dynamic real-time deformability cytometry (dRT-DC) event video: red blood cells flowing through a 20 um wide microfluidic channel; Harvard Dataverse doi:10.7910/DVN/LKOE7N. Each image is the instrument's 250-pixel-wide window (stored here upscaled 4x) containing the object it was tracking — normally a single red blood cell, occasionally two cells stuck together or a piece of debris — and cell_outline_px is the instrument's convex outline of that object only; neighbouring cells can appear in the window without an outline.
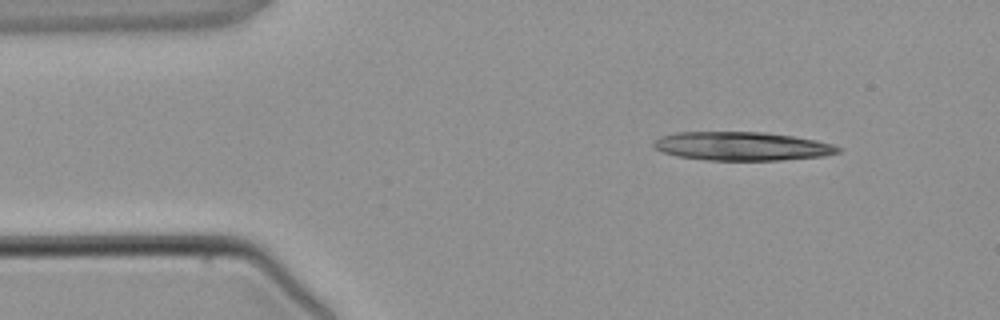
{"species": "common noctule bat (a hibernating species)", "species_latin": "Nyctalus noctula", "temperature_condition": "warm", "stored_images_in_passage": 2, "camera_frame_rate_fps": 3000, "um_per_image_px": 0.085, "animal": {"sex": "male", "body_mass_g": 21.5, "forearm_length_mm": 52.0}, "frame": {"image": 1, "passage_image": 1, "time_ms": 0.0, "image_size_px": [1000, 320], "cell_outline_px": [[840, 152], [824, 156], [780, 160], [708, 160], [676, 156], [664, 152], [656, 148], [652, 144], [660, 136], [676, 132], [764, 132], [792, 136], [816, 140], [832, 144], [840, 148]], "centroid_in_image_um": [63.06, 12.42], "position_along_channel_um": 21.9, "area_um2": 30.63}}